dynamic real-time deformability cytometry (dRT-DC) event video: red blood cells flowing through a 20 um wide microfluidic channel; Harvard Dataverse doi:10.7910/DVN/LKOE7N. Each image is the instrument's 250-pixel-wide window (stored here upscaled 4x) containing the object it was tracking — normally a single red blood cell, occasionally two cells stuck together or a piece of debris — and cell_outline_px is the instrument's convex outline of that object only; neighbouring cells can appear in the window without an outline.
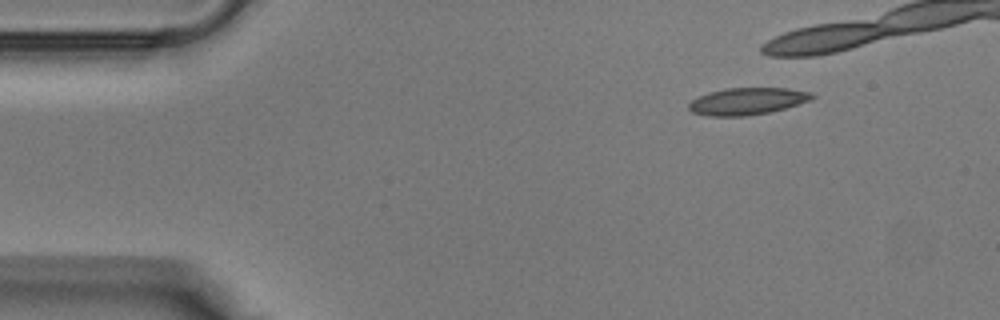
{"species": "Egyptian fruit bat (a non-hibernating species)", "species_latin": "Rousettus aegyptiacus", "temperature_condition": "warm", "stored_images_in_passage": 26, "camera_frame_rate_fps": 3000, "um_per_image_px": 0.085, "animal": {"sex": "male"}, "frame": {"image": 1, "passage_image": 1, "time_ms": 0.0, "image_size_px": [1000, 320], "cell_outline_px": [[816, 96], [812, 100], [784, 108], [768, 112], [744, 116], [708, 116], [692, 112], [688, 108], [688, 104], [692, 100], [708, 92], [724, 88], [788, 88], [812, 92]], "centroid_in_image_um": [63.53, 8.59], "position_along_channel_um": 21.5, "area_um2": 19.42}}
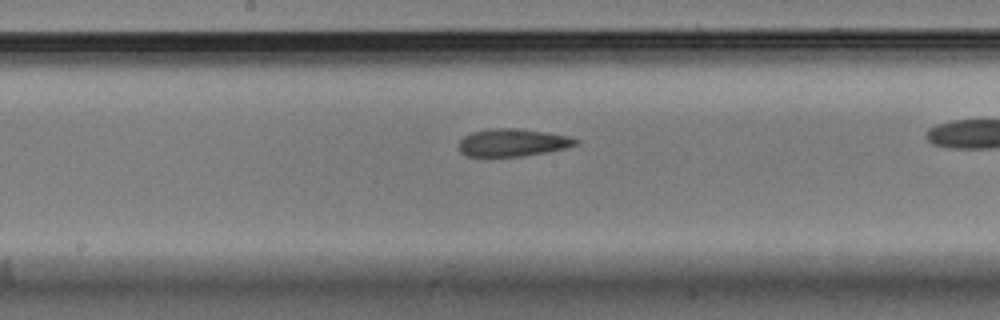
{"frame": {"image": 2, "passage_image": 16, "time_ms": 5.0, "image_size_px": [1000, 320], "cell_outline_px": [[580, 144], [568, 148], [548, 152], [524, 156], [468, 156], [460, 152], [460, 140], [464, 136], [472, 132], [488, 128], [512, 128], [544, 132], [568, 136], [580, 140]], "centroid_in_image_um": [43.62, 12.12], "position_along_channel_um": 204.6, "area_um2": 18.84}}
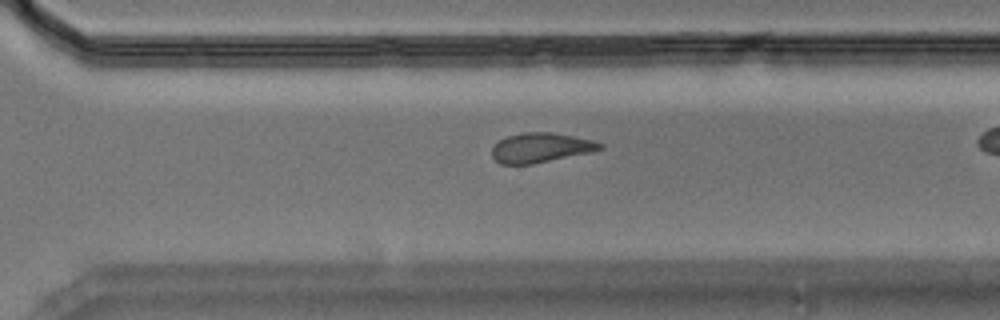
{"frame": {"image": 3, "passage_image": 23, "time_ms": 7.333, "image_size_px": [1000, 320], "cell_outline_px": [[604, 148], [592, 152], [532, 164], [500, 164], [492, 156], [492, 148], [500, 140], [508, 136], [520, 132], [548, 132], [572, 136], [592, 140], [604, 144]], "centroid_in_image_um": [45.97, 12.55], "position_along_channel_um": 324.6, "area_um2": 18.55}}